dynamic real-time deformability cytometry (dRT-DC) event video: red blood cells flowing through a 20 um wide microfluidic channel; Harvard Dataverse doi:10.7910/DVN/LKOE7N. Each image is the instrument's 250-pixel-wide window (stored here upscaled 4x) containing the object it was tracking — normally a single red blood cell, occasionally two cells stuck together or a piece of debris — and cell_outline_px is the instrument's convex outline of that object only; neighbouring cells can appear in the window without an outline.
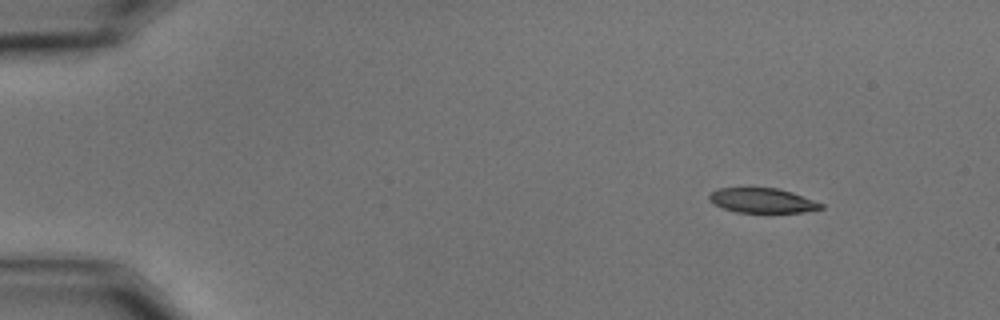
{"species": "common noctule bat (a hibernating species)", "species_latin": "Nyctalus noctula", "temperature_condition": "cold", "stored_images_in_passage": 52, "camera_frame_rate_fps": 3000, "um_per_image_px": 0.085, "animal": {"sex": "male", "body_mass_g": 15.6}, "frame": {"image": 1, "passage_image": 1, "time_ms": 0.0, "image_size_px": [1000, 320], "cell_outline_px": [[824, 208], [804, 212], [736, 212], [724, 208], [716, 204], [708, 196], [712, 192], [720, 188], [780, 188], [792, 192], [824, 204]], "centroid_in_image_um": [64.86, 17.04], "position_along_channel_um": 20.1, "area_um2": 15.84}}
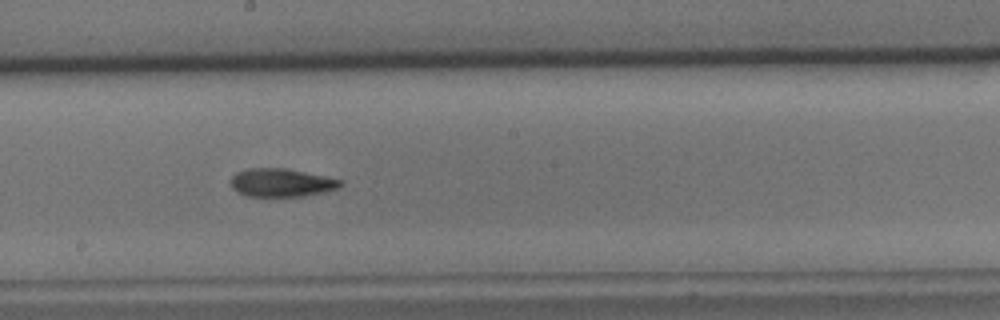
{"frame": {"image": 2, "passage_image": 27, "time_ms": 8.667, "image_size_px": [1000, 320], "cell_outline_px": [[344, 184], [340, 188], [324, 192], [304, 196], [248, 196], [232, 188], [232, 176], [236, 172], [248, 168], [284, 168], [344, 180]], "centroid_in_image_um": [23.97, 15.52], "position_along_channel_um": 224.2, "area_um2": 17.98}}
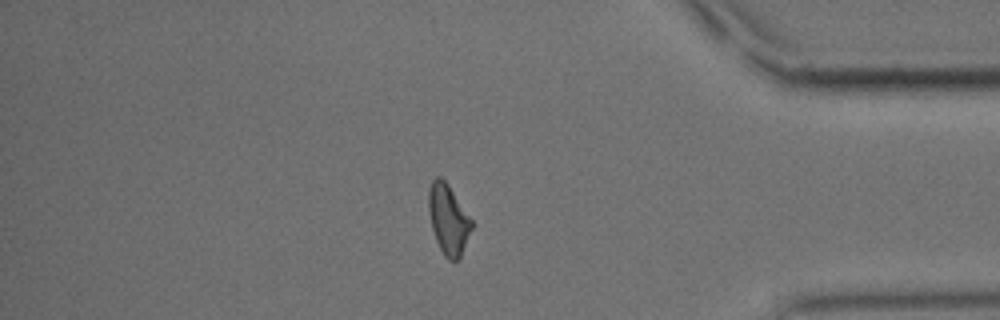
{"frame": {"image": 3, "passage_image": 44, "time_ms": 14.333, "image_size_px": [1000, 320], "cell_outline_px": [[472, 228], [460, 256], [456, 260], [448, 260], [444, 256], [436, 240], [432, 228], [428, 212], [428, 188], [432, 180], [436, 176], [440, 176], [448, 184], [472, 220]], "centroid_in_image_um": [38.08, 18.61], "position_along_channel_um": 397.1, "area_um2": 17.4}, "authors_computed_cell_mechanics": {"area_um2": 17.9758, "velocity_mm_per_s": 3.4875, "shape_relaxation_time_tau1_ms": 4.6508, "shape_relaxation_time_tau2_ms": 5.0767, "deformation_change_tau1": 0.1484, "deformation_change_tau2": 0.1322}}